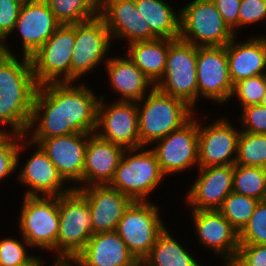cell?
<instances>
[{
	"label": "cell",
	"mask_w": 266,
	"mask_h": 266,
	"mask_svg": "<svg viewBox=\"0 0 266 266\" xmlns=\"http://www.w3.org/2000/svg\"><path fill=\"white\" fill-rule=\"evenodd\" d=\"M266 92V74L249 77L233 85L231 98L237 99L240 107L260 104ZM236 97V98H235Z\"/></svg>",
	"instance_id": "obj_37"
},
{
	"label": "cell",
	"mask_w": 266,
	"mask_h": 266,
	"mask_svg": "<svg viewBox=\"0 0 266 266\" xmlns=\"http://www.w3.org/2000/svg\"><path fill=\"white\" fill-rule=\"evenodd\" d=\"M264 21V22H263ZM266 23V0H241L238 31L241 27Z\"/></svg>",
	"instance_id": "obj_40"
},
{
	"label": "cell",
	"mask_w": 266,
	"mask_h": 266,
	"mask_svg": "<svg viewBox=\"0 0 266 266\" xmlns=\"http://www.w3.org/2000/svg\"><path fill=\"white\" fill-rule=\"evenodd\" d=\"M244 41L236 35L227 45L229 74L234 85L240 80L266 74V34ZM252 38V39H251ZM238 40L240 42H238Z\"/></svg>",
	"instance_id": "obj_25"
},
{
	"label": "cell",
	"mask_w": 266,
	"mask_h": 266,
	"mask_svg": "<svg viewBox=\"0 0 266 266\" xmlns=\"http://www.w3.org/2000/svg\"><path fill=\"white\" fill-rule=\"evenodd\" d=\"M160 211L151 200L132 201L124 211L116 232L135 259L145 258L166 228Z\"/></svg>",
	"instance_id": "obj_9"
},
{
	"label": "cell",
	"mask_w": 266,
	"mask_h": 266,
	"mask_svg": "<svg viewBox=\"0 0 266 266\" xmlns=\"http://www.w3.org/2000/svg\"><path fill=\"white\" fill-rule=\"evenodd\" d=\"M260 104L266 106V92L264 93L263 99Z\"/></svg>",
	"instance_id": "obj_47"
},
{
	"label": "cell",
	"mask_w": 266,
	"mask_h": 266,
	"mask_svg": "<svg viewBox=\"0 0 266 266\" xmlns=\"http://www.w3.org/2000/svg\"><path fill=\"white\" fill-rule=\"evenodd\" d=\"M236 257L245 266H266V245H239Z\"/></svg>",
	"instance_id": "obj_41"
},
{
	"label": "cell",
	"mask_w": 266,
	"mask_h": 266,
	"mask_svg": "<svg viewBox=\"0 0 266 266\" xmlns=\"http://www.w3.org/2000/svg\"><path fill=\"white\" fill-rule=\"evenodd\" d=\"M197 47L178 38L169 39L166 66L155 88L181 99L195 111L198 102L196 76Z\"/></svg>",
	"instance_id": "obj_8"
},
{
	"label": "cell",
	"mask_w": 266,
	"mask_h": 266,
	"mask_svg": "<svg viewBox=\"0 0 266 266\" xmlns=\"http://www.w3.org/2000/svg\"><path fill=\"white\" fill-rule=\"evenodd\" d=\"M60 25L45 0H25L11 35L20 34V53L30 58Z\"/></svg>",
	"instance_id": "obj_19"
},
{
	"label": "cell",
	"mask_w": 266,
	"mask_h": 266,
	"mask_svg": "<svg viewBox=\"0 0 266 266\" xmlns=\"http://www.w3.org/2000/svg\"><path fill=\"white\" fill-rule=\"evenodd\" d=\"M95 93L82 81L39 86L26 138L46 139L71 133H94L100 100Z\"/></svg>",
	"instance_id": "obj_1"
},
{
	"label": "cell",
	"mask_w": 266,
	"mask_h": 266,
	"mask_svg": "<svg viewBox=\"0 0 266 266\" xmlns=\"http://www.w3.org/2000/svg\"><path fill=\"white\" fill-rule=\"evenodd\" d=\"M114 56L110 55L104 65L110 84L108 89L117 93L119 98L115 101H140L155 86L125 53Z\"/></svg>",
	"instance_id": "obj_23"
},
{
	"label": "cell",
	"mask_w": 266,
	"mask_h": 266,
	"mask_svg": "<svg viewBox=\"0 0 266 266\" xmlns=\"http://www.w3.org/2000/svg\"><path fill=\"white\" fill-rule=\"evenodd\" d=\"M199 244L225 261L237 255L239 233L218 210H190Z\"/></svg>",
	"instance_id": "obj_20"
},
{
	"label": "cell",
	"mask_w": 266,
	"mask_h": 266,
	"mask_svg": "<svg viewBox=\"0 0 266 266\" xmlns=\"http://www.w3.org/2000/svg\"><path fill=\"white\" fill-rule=\"evenodd\" d=\"M125 150L118 144L102 139L95 132L88 133L83 187L109 184Z\"/></svg>",
	"instance_id": "obj_24"
},
{
	"label": "cell",
	"mask_w": 266,
	"mask_h": 266,
	"mask_svg": "<svg viewBox=\"0 0 266 266\" xmlns=\"http://www.w3.org/2000/svg\"><path fill=\"white\" fill-rule=\"evenodd\" d=\"M128 266H150V264L144 259H135Z\"/></svg>",
	"instance_id": "obj_45"
},
{
	"label": "cell",
	"mask_w": 266,
	"mask_h": 266,
	"mask_svg": "<svg viewBox=\"0 0 266 266\" xmlns=\"http://www.w3.org/2000/svg\"><path fill=\"white\" fill-rule=\"evenodd\" d=\"M38 88L29 57L0 52V122L14 134L26 135Z\"/></svg>",
	"instance_id": "obj_2"
},
{
	"label": "cell",
	"mask_w": 266,
	"mask_h": 266,
	"mask_svg": "<svg viewBox=\"0 0 266 266\" xmlns=\"http://www.w3.org/2000/svg\"><path fill=\"white\" fill-rule=\"evenodd\" d=\"M31 147L34 149V143L20 134H13L0 147V183L5 182V178L8 179V177L14 175L16 169L20 167V160L23 158L22 153L31 149Z\"/></svg>",
	"instance_id": "obj_35"
},
{
	"label": "cell",
	"mask_w": 266,
	"mask_h": 266,
	"mask_svg": "<svg viewBox=\"0 0 266 266\" xmlns=\"http://www.w3.org/2000/svg\"><path fill=\"white\" fill-rule=\"evenodd\" d=\"M100 95L95 133L125 149L143 147L139 138L137 102L115 101Z\"/></svg>",
	"instance_id": "obj_13"
},
{
	"label": "cell",
	"mask_w": 266,
	"mask_h": 266,
	"mask_svg": "<svg viewBox=\"0 0 266 266\" xmlns=\"http://www.w3.org/2000/svg\"><path fill=\"white\" fill-rule=\"evenodd\" d=\"M0 239V266H44L48 261L34 253H28L30 244L21 235ZM28 250V251H27Z\"/></svg>",
	"instance_id": "obj_32"
},
{
	"label": "cell",
	"mask_w": 266,
	"mask_h": 266,
	"mask_svg": "<svg viewBox=\"0 0 266 266\" xmlns=\"http://www.w3.org/2000/svg\"><path fill=\"white\" fill-rule=\"evenodd\" d=\"M75 44V24L60 25L30 57L39 86L71 82V58Z\"/></svg>",
	"instance_id": "obj_10"
},
{
	"label": "cell",
	"mask_w": 266,
	"mask_h": 266,
	"mask_svg": "<svg viewBox=\"0 0 266 266\" xmlns=\"http://www.w3.org/2000/svg\"><path fill=\"white\" fill-rule=\"evenodd\" d=\"M124 52L155 86L163 76L169 39L156 38L128 44Z\"/></svg>",
	"instance_id": "obj_27"
},
{
	"label": "cell",
	"mask_w": 266,
	"mask_h": 266,
	"mask_svg": "<svg viewBox=\"0 0 266 266\" xmlns=\"http://www.w3.org/2000/svg\"><path fill=\"white\" fill-rule=\"evenodd\" d=\"M137 108L139 138L146 147L183 126L196 112L183 100L155 87L137 102Z\"/></svg>",
	"instance_id": "obj_3"
},
{
	"label": "cell",
	"mask_w": 266,
	"mask_h": 266,
	"mask_svg": "<svg viewBox=\"0 0 266 266\" xmlns=\"http://www.w3.org/2000/svg\"><path fill=\"white\" fill-rule=\"evenodd\" d=\"M237 119L241 126L240 131L256 134H266V106L261 104L240 108Z\"/></svg>",
	"instance_id": "obj_39"
},
{
	"label": "cell",
	"mask_w": 266,
	"mask_h": 266,
	"mask_svg": "<svg viewBox=\"0 0 266 266\" xmlns=\"http://www.w3.org/2000/svg\"><path fill=\"white\" fill-rule=\"evenodd\" d=\"M166 0H135V6L150 31L157 38L178 39L180 36V9Z\"/></svg>",
	"instance_id": "obj_28"
},
{
	"label": "cell",
	"mask_w": 266,
	"mask_h": 266,
	"mask_svg": "<svg viewBox=\"0 0 266 266\" xmlns=\"http://www.w3.org/2000/svg\"><path fill=\"white\" fill-rule=\"evenodd\" d=\"M235 164L266 169V134L241 131Z\"/></svg>",
	"instance_id": "obj_33"
},
{
	"label": "cell",
	"mask_w": 266,
	"mask_h": 266,
	"mask_svg": "<svg viewBox=\"0 0 266 266\" xmlns=\"http://www.w3.org/2000/svg\"><path fill=\"white\" fill-rule=\"evenodd\" d=\"M173 236L167 227L157 236L155 245L144 258L150 266H204Z\"/></svg>",
	"instance_id": "obj_29"
},
{
	"label": "cell",
	"mask_w": 266,
	"mask_h": 266,
	"mask_svg": "<svg viewBox=\"0 0 266 266\" xmlns=\"http://www.w3.org/2000/svg\"><path fill=\"white\" fill-rule=\"evenodd\" d=\"M17 218V231L31 249L52 252L57 263L59 233V197L23 196Z\"/></svg>",
	"instance_id": "obj_5"
},
{
	"label": "cell",
	"mask_w": 266,
	"mask_h": 266,
	"mask_svg": "<svg viewBox=\"0 0 266 266\" xmlns=\"http://www.w3.org/2000/svg\"><path fill=\"white\" fill-rule=\"evenodd\" d=\"M46 266V265H44ZM48 266H74L72 263H54L52 262L51 264L48 263Z\"/></svg>",
	"instance_id": "obj_46"
},
{
	"label": "cell",
	"mask_w": 266,
	"mask_h": 266,
	"mask_svg": "<svg viewBox=\"0 0 266 266\" xmlns=\"http://www.w3.org/2000/svg\"><path fill=\"white\" fill-rule=\"evenodd\" d=\"M61 25L90 21L99 16L100 0H45Z\"/></svg>",
	"instance_id": "obj_30"
},
{
	"label": "cell",
	"mask_w": 266,
	"mask_h": 266,
	"mask_svg": "<svg viewBox=\"0 0 266 266\" xmlns=\"http://www.w3.org/2000/svg\"><path fill=\"white\" fill-rule=\"evenodd\" d=\"M135 257L116 231L96 233L71 262L74 266H128Z\"/></svg>",
	"instance_id": "obj_26"
},
{
	"label": "cell",
	"mask_w": 266,
	"mask_h": 266,
	"mask_svg": "<svg viewBox=\"0 0 266 266\" xmlns=\"http://www.w3.org/2000/svg\"><path fill=\"white\" fill-rule=\"evenodd\" d=\"M59 225L57 263H71L93 235L90 206L76 189L59 196Z\"/></svg>",
	"instance_id": "obj_6"
},
{
	"label": "cell",
	"mask_w": 266,
	"mask_h": 266,
	"mask_svg": "<svg viewBox=\"0 0 266 266\" xmlns=\"http://www.w3.org/2000/svg\"><path fill=\"white\" fill-rule=\"evenodd\" d=\"M194 182L185 195L189 210H219L233 191V165L199 167Z\"/></svg>",
	"instance_id": "obj_18"
},
{
	"label": "cell",
	"mask_w": 266,
	"mask_h": 266,
	"mask_svg": "<svg viewBox=\"0 0 266 266\" xmlns=\"http://www.w3.org/2000/svg\"><path fill=\"white\" fill-rule=\"evenodd\" d=\"M196 76L198 101L212 100L221 107L231 101L233 84L226 46L197 47Z\"/></svg>",
	"instance_id": "obj_14"
},
{
	"label": "cell",
	"mask_w": 266,
	"mask_h": 266,
	"mask_svg": "<svg viewBox=\"0 0 266 266\" xmlns=\"http://www.w3.org/2000/svg\"><path fill=\"white\" fill-rule=\"evenodd\" d=\"M240 245H266V200L259 201L244 228L239 232Z\"/></svg>",
	"instance_id": "obj_36"
},
{
	"label": "cell",
	"mask_w": 266,
	"mask_h": 266,
	"mask_svg": "<svg viewBox=\"0 0 266 266\" xmlns=\"http://www.w3.org/2000/svg\"><path fill=\"white\" fill-rule=\"evenodd\" d=\"M38 144L73 189L83 188V170L88 133H71L46 139H28Z\"/></svg>",
	"instance_id": "obj_16"
},
{
	"label": "cell",
	"mask_w": 266,
	"mask_h": 266,
	"mask_svg": "<svg viewBox=\"0 0 266 266\" xmlns=\"http://www.w3.org/2000/svg\"><path fill=\"white\" fill-rule=\"evenodd\" d=\"M184 5L179 36L183 41L196 47L226 46L236 36L212 0H192Z\"/></svg>",
	"instance_id": "obj_7"
},
{
	"label": "cell",
	"mask_w": 266,
	"mask_h": 266,
	"mask_svg": "<svg viewBox=\"0 0 266 266\" xmlns=\"http://www.w3.org/2000/svg\"><path fill=\"white\" fill-rule=\"evenodd\" d=\"M25 0H0V52L16 55L7 45Z\"/></svg>",
	"instance_id": "obj_38"
},
{
	"label": "cell",
	"mask_w": 266,
	"mask_h": 266,
	"mask_svg": "<svg viewBox=\"0 0 266 266\" xmlns=\"http://www.w3.org/2000/svg\"><path fill=\"white\" fill-rule=\"evenodd\" d=\"M166 177L150 147L126 149L108 184L132 201H149Z\"/></svg>",
	"instance_id": "obj_4"
},
{
	"label": "cell",
	"mask_w": 266,
	"mask_h": 266,
	"mask_svg": "<svg viewBox=\"0 0 266 266\" xmlns=\"http://www.w3.org/2000/svg\"><path fill=\"white\" fill-rule=\"evenodd\" d=\"M198 119L199 115L195 114L183 126L153 143L151 149L166 177L187 172L192 167L199 168Z\"/></svg>",
	"instance_id": "obj_12"
},
{
	"label": "cell",
	"mask_w": 266,
	"mask_h": 266,
	"mask_svg": "<svg viewBox=\"0 0 266 266\" xmlns=\"http://www.w3.org/2000/svg\"><path fill=\"white\" fill-rule=\"evenodd\" d=\"M36 149L27 157L24 164H21L17 171V183L26 186L24 196L59 197L73 190L71 185L59 174L56 166L43 151L34 143ZM32 153V154H31Z\"/></svg>",
	"instance_id": "obj_17"
},
{
	"label": "cell",
	"mask_w": 266,
	"mask_h": 266,
	"mask_svg": "<svg viewBox=\"0 0 266 266\" xmlns=\"http://www.w3.org/2000/svg\"><path fill=\"white\" fill-rule=\"evenodd\" d=\"M224 266H245L236 256L223 262Z\"/></svg>",
	"instance_id": "obj_44"
},
{
	"label": "cell",
	"mask_w": 266,
	"mask_h": 266,
	"mask_svg": "<svg viewBox=\"0 0 266 266\" xmlns=\"http://www.w3.org/2000/svg\"><path fill=\"white\" fill-rule=\"evenodd\" d=\"M227 118L221 117L208 124L198 120L199 167L235 164L241 131Z\"/></svg>",
	"instance_id": "obj_15"
},
{
	"label": "cell",
	"mask_w": 266,
	"mask_h": 266,
	"mask_svg": "<svg viewBox=\"0 0 266 266\" xmlns=\"http://www.w3.org/2000/svg\"><path fill=\"white\" fill-rule=\"evenodd\" d=\"M259 200L231 192L218 210L239 233L249 221Z\"/></svg>",
	"instance_id": "obj_34"
},
{
	"label": "cell",
	"mask_w": 266,
	"mask_h": 266,
	"mask_svg": "<svg viewBox=\"0 0 266 266\" xmlns=\"http://www.w3.org/2000/svg\"><path fill=\"white\" fill-rule=\"evenodd\" d=\"M228 27L238 35V16L241 0H212Z\"/></svg>",
	"instance_id": "obj_42"
},
{
	"label": "cell",
	"mask_w": 266,
	"mask_h": 266,
	"mask_svg": "<svg viewBox=\"0 0 266 266\" xmlns=\"http://www.w3.org/2000/svg\"><path fill=\"white\" fill-rule=\"evenodd\" d=\"M88 202L92 216V233L116 231L132 200L108 184L76 189Z\"/></svg>",
	"instance_id": "obj_22"
},
{
	"label": "cell",
	"mask_w": 266,
	"mask_h": 266,
	"mask_svg": "<svg viewBox=\"0 0 266 266\" xmlns=\"http://www.w3.org/2000/svg\"><path fill=\"white\" fill-rule=\"evenodd\" d=\"M233 192L266 200V169L234 164Z\"/></svg>",
	"instance_id": "obj_31"
},
{
	"label": "cell",
	"mask_w": 266,
	"mask_h": 266,
	"mask_svg": "<svg viewBox=\"0 0 266 266\" xmlns=\"http://www.w3.org/2000/svg\"><path fill=\"white\" fill-rule=\"evenodd\" d=\"M4 128H3V127ZM2 127V128H1ZM14 133L0 122V147L13 135Z\"/></svg>",
	"instance_id": "obj_43"
},
{
	"label": "cell",
	"mask_w": 266,
	"mask_h": 266,
	"mask_svg": "<svg viewBox=\"0 0 266 266\" xmlns=\"http://www.w3.org/2000/svg\"><path fill=\"white\" fill-rule=\"evenodd\" d=\"M114 43L105 21L96 17L90 21L75 24V44L71 58V82L107 63ZM78 80V81H77Z\"/></svg>",
	"instance_id": "obj_11"
},
{
	"label": "cell",
	"mask_w": 266,
	"mask_h": 266,
	"mask_svg": "<svg viewBox=\"0 0 266 266\" xmlns=\"http://www.w3.org/2000/svg\"><path fill=\"white\" fill-rule=\"evenodd\" d=\"M99 16L105 21L112 42L122 39L127 45L157 38L136 9L135 0H100Z\"/></svg>",
	"instance_id": "obj_21"
}]
</instances>
